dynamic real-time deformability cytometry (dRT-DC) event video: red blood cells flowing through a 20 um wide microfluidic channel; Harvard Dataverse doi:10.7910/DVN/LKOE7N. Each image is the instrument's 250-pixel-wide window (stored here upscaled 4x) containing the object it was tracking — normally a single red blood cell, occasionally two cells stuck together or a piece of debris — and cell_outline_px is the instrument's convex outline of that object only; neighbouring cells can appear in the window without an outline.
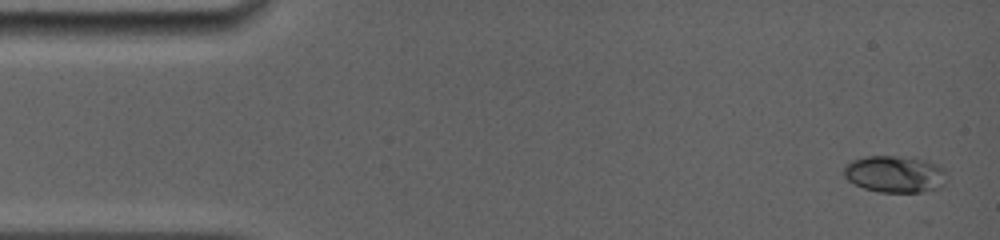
{"species": "common noctule bat (a hibernating species)", "species_latin": "Nyctalus noctula", "temperature_condition": "room temperature", "stored_images_in_passage": 24, "camera_frame_rate_fps": 5000, "um_per_image_px": 0.085, "animal": {"sex": "female", "body_mass_g": 19.0, "forearm_length_mm": 56.7}, "frame": {"image": 1, "passage_image": 1, "time_ms": 0.0, "image_size_px": [1000, 240], "cell_outline_px": [[948, 176], [944, 184], [940, 188], [924, 192], [880, 192], [864, 188], [848, 180], [844, 176], [844, 168], [852, 160], [868, 156], [912, 156], [928, 160], [944, 168], [948, 172]], "centroid_in_image_um": [76.15, 14.79], "position_along_channel_um": 8.9, "area_um2": 22.48}}
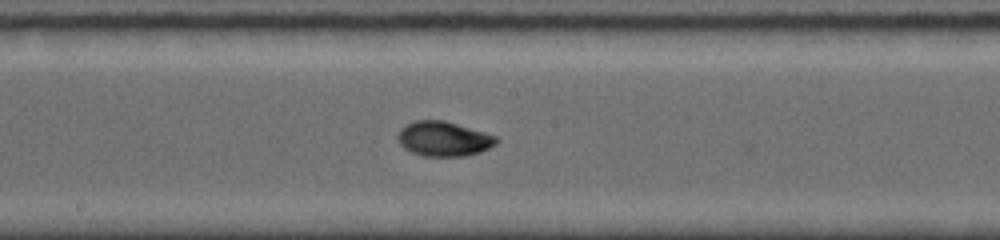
{"frame": {"image": 2, "passage_image": 10, "time_ms": 8.0, "image_size_px": [1000, 240], "cell_outline_px": [[500, 140], [496, 144], [480, 152], [464, 156], [424, 156], [412, 152], [404, 148], [400, 144], [396, 136], [400, 128], [416, 120], [444, 120], [484, 132], [496, 136]], "centroid_in_image_um": [37.7, 11.8], "position_along_channel_um": 210.5, "area_um2": 19.94}}
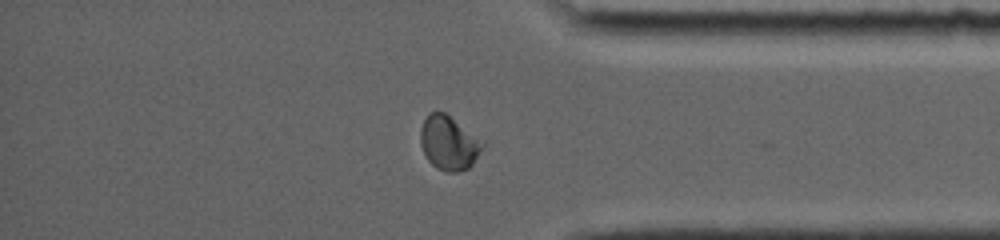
{"frame": {"image": 3, "passage_image": 20, "time_ms": 12.8, "image_size_px": [1000, 240], "cell_outline_px": [[484, 144], [472, 164], [468, 168], [456, 172], [444, 172], [436, 168], [428, 160], [420, 144], [420, 128], [428, 112], [444, 112]], "centroid_in_image_um": [38.08, 12.17], "position_along_channel_um": 397.1, "area_um2": 19.02}, "authors_computed_cell_mechanics": {"area_um2": 19.074, "velocity_mm_per_s": 3.9732, "shape_relaxation_time_tau1_ms": 4.2821, "shape_relaxation_time_tau2_ms": null, "deformation_change_tau1": 0.1722, "deformation_change_tau2": null}}